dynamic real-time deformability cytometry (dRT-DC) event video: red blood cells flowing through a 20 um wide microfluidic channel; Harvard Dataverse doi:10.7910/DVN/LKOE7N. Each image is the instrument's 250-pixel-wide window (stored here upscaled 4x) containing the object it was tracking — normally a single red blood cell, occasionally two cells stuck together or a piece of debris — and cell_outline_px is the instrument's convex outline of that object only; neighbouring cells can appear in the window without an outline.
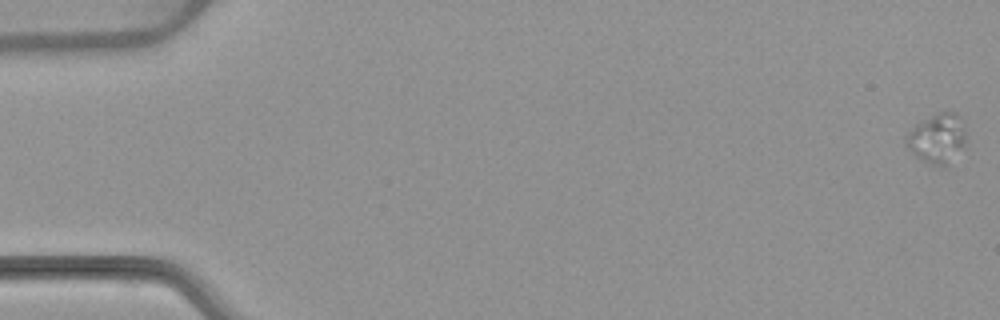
{"species": "common noctule bat (a hibernating species)", "species_latin": "Nyctalus noctula", "temperature_condition": "warm", "stored_images_in_passage": 37, "camera_frame_rate_fps": 3000, "um_per_image_px": 0.085, "animal": {"sex": "female", "body_mass_g": 22.7, "forearm_length_mm": 54.2}, "frame": {"image": 1, "passage_image": 1, "time_ms": 0.0, "image_size_px": [1000, 320], "cell_outline_px": [[968, 136], [964, 144], [948, 168], [940, 168], [916, 156], [908, 148], [904, 140], [912, 128], [916, 124], [936, 112], [956, 112], [960, 116]], "centroid_in_image_um": [79.71, 11.78], "position_along_channel_um": 5.3, "area_um2": 17.63}}
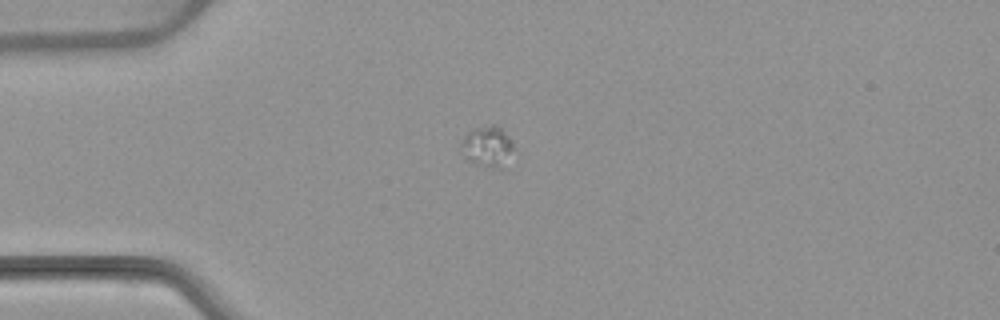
{"frame": {"image": 2, "passage_image": 15, "time_ms": 4.667, "image_size_px": [1000, 320], "cell_outline_px": [[516, 152], [500, 168], [488, 168], [476, 164], [468, 160], [464, 156], [460, 144], [464, 136], [472, 128], [492, 124], [496, 124], [512, 140]], "centroid_in_image_um": [41.46, 12.45], "position_along_channel_um": 43.5, "area_um2": 12.77}}